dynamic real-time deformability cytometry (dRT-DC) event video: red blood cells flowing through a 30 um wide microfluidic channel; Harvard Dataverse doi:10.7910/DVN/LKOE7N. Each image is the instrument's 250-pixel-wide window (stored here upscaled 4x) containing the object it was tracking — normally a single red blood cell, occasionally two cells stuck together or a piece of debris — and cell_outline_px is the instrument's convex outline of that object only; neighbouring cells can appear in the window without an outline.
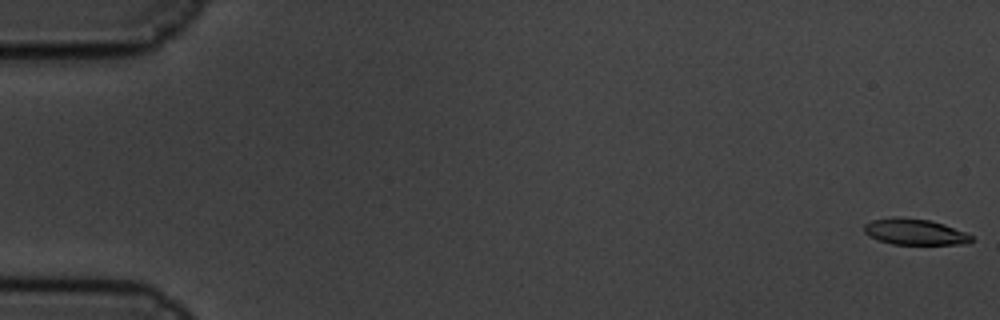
{"species": "common noctule bat (a hibernating species)", "species_latin": "Nyctalus noctula", "temperature_condition": "cold", "stored_images_in_passage": 15, "camera_frame_rate_fps": 3000, "um_per_image_px": 0.085, "animal": {"sex": "male", "body_mass_g": 19.5, "forearm_length_mm": 54.6}, "frame": {"image": 1, "passage_image": 1, "time_ms": 0.0, "image_size_px": [1000, 320], "cell_outline_px": [[976, 240], [968, 244], [892, 244], [868, 236], [864, 232], [864, 224], [872, 220], [892, 216], [896, 216], [928, 220], [944, 224], [964, 232], [972, 236]], "centroid_in_image_um": [77.75, 19.7], "position_along_channel_um": 7.2, "area_um2": 16.36}}